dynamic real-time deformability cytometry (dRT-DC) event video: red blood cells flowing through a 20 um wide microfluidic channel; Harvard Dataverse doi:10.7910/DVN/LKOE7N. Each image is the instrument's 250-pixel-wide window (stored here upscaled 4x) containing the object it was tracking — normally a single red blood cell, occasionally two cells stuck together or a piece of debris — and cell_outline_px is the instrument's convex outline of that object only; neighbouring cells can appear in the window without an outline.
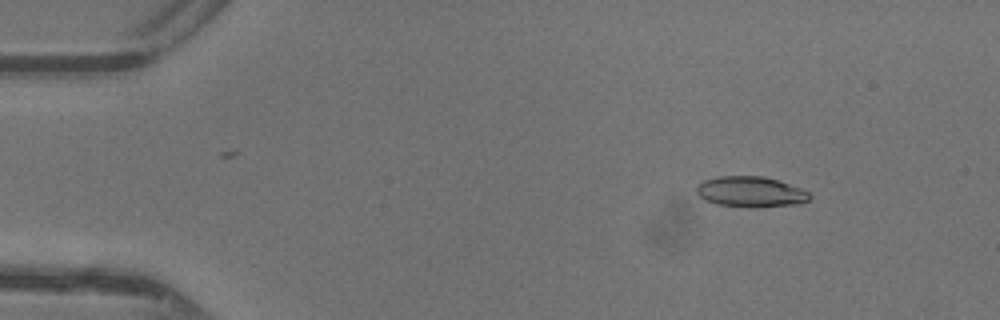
{"species": "common noctule bat (a hibernating species)", "species_latin": "Nyctalus noctula", "temperature_condition": "warm", "stored_images_in_passage": 43, "camera_frame_rate_fps": 3000, "um_per_image_px": 0.085, "animal": {"sex": "female"}, "frame": {"image": 1, "passage_image": 2, "time_ms": 0.333, "image_size_px": [1000, 320], "cell_outline_px": [[812, 196], [808, 200], [800, 204], [760, 208], [756, 208], [716, 204], [704, 200], [696, 192], [696, 184], [704, 180], [716, 176], [764, 176], [800, 188], [808, 192]], "centroid_in_image_um": [63.78, 16.31], "position_along_channel_um": 21.2, "area_um2": 20.4}}
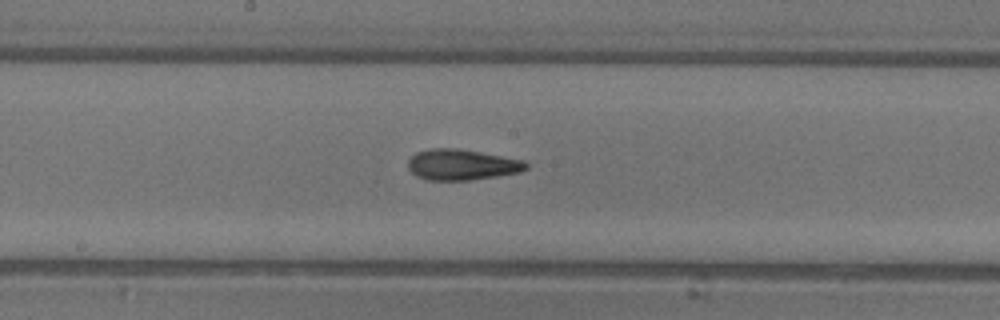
{"frame": {"image": 2, "passage_image": 21, "time_ms": 6.667, "image_size_px": [1000, 320], "cell_outline_px": [[528, 168], [520, 172], [496, 176], [468, 180], [424, 180], [416, 176], [408, 168], [408, 160], [416, 152], [432, 148], [456, 148], [480, 152], [524, 160], [528, 164]], "centroid_in_image_um": [39.24, 14.0], "position_along_channel_um": 209.0, "area_um2": 21.15}}
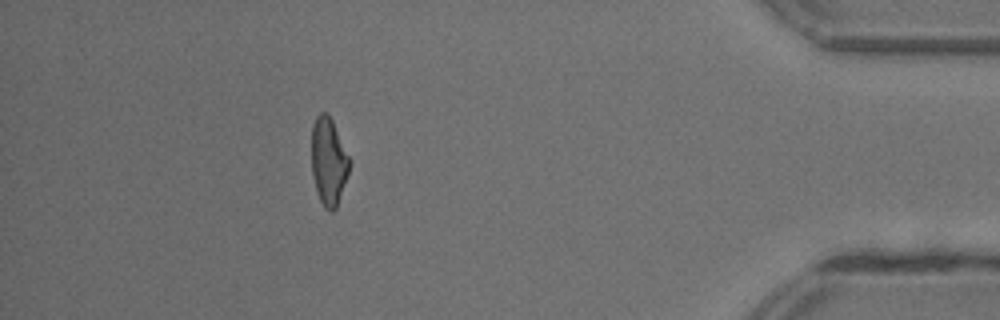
{"frame": {"image": 3, "passage_image": 38, "time_ms": 12.333, "image_size_px": [1000, 320], "cell_outline_px": [[348, 172], [336, 208], [332, 212], [324, 208], [316, 192], [312, 172], [312, 124], [316, 116], [320, 112], [328, 112], [332, 120], [348, 156]], "centroid_in_image_um": [27.89, 13.71], "position_along_channel_um": 407.3, "area_um2": 18.96}, "authors_computed_cell_mechanics": {"area_um2": 20.4034, "velocity_mm_per_s": 4.4209, "shape_relaxation_time_tau1_ms": null, "shape_relaxation_time_tau2_ms": 2.7047, "deformation_change_tau1": null, "deformation_change_tau2": 0.1247}}